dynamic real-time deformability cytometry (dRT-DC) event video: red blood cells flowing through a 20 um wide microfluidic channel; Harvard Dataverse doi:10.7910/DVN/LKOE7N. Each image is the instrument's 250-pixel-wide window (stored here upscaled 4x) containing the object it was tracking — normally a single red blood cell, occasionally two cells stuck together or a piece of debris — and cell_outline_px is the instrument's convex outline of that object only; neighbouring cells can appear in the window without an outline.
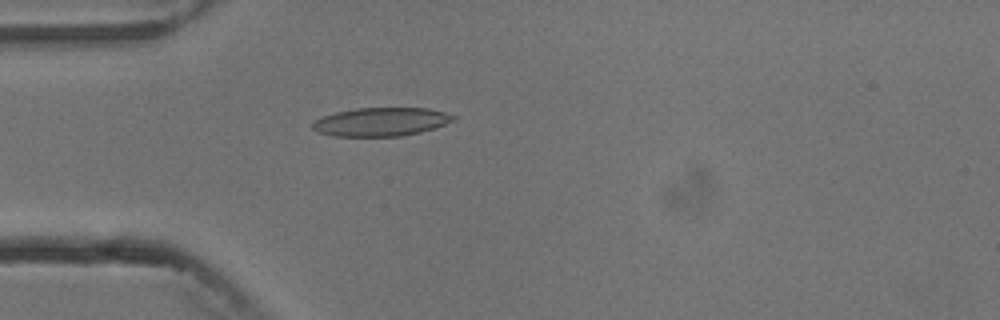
{"species": "common noctule bat (a hibernating species)", "species_latin": "Nyctalus noctula", "temperature_condition": "cold", "stored_images_in_passage": 1, "camera_frame_rate_fps": 3000, "um_per_image_px": 0.085, "animal": {"sex": "male", "body_mass_g": 13.3}, "frame": {"image": 1, "passage_image": 1, "time_ms": 0.0, "image_size_px": [1000, 320], "cell_outline_px": [[456, 120], [420, 132], [400, 136], [336, 136], [316, 132], [312, 128], [312, 120], [336, 112], [356, 108], [428, 108], [444, 112], [456, 116]], "centroid_in_image_um": [32.36, 10.35], "position_along_channel_um": 52.6, "area_um2": 23.35}}